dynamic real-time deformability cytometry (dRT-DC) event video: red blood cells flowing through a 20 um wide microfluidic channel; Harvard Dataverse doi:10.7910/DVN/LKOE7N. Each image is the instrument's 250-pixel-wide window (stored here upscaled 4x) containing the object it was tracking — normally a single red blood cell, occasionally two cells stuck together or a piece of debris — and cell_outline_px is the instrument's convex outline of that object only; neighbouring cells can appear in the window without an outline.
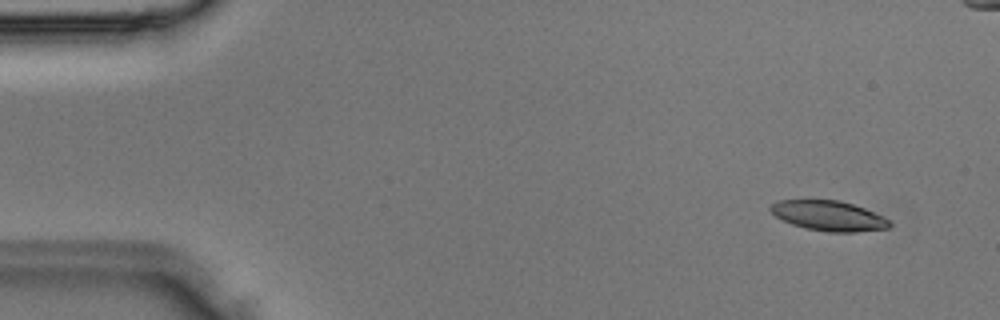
{"species": "Egyptian fruit bat (a non-hibernating species)", "species_latin": "Rousettus aegyptiacus", "temperature_condition": "room temperature", "stored_images_in_passage": 3, "camera_frame_rate_fps": 3000, "um_per_image_px": 0.085, "animal": {"sex": "male"}, "frame": {"image": 1, "passage_image": 1, "time_ms": 0.0, "image_size_px": [1000, 320], "cell_outline_px": [[892, 224], [888, 228], [856, 232], [828, 232], [808, 228], [792, 224], [776, 216], [768, 208], [772, 204], [780, 200], [840, 200], [864, 208], [884, 216], [892, 220]], "centroid_in_image_um": [70.49, 18.34], "position_along_channel_um": 14.5, "area_um2": 20.75}}